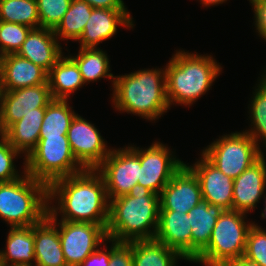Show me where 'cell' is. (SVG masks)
I'll return each instance as SVG.
<instances>
[{
  "instance_id": "4",
  "label": "cell",
  "mask_w": 266,
  "mask_h": 266,
  "mask_svg": "<svg viewBox=\"0 0 266 266\" xmlns=\"http://www.w3.org/2000/svg\"><path fill=\"white\" fill-rule=\"evenodd\" d=\"M221 69L211 55L177 51L165 67L169 106L171 107L172 103L192 105L211 89Z\"/></svg>"
},
{
  "instance_id": "13",
  "label": "cell",
  "mask_w": 266,
  "mask_h": 266,
  "mask_svg": "<svg viewBox=\"0 0 266 266\" xmlns=\"http://www.w3.org/2000/svg\"><path fill=\"white\" fill-rule=\"evenodd\" d=\"M67 137L73 155L85 169H96L111 151L94 124L78 114L70 123Z\"/></svg>"
},
{
  "instance_id": "40",
  "label": "cell",
  "mask_w": 266,
  "mask_h": 266,
  "mask_svg": "<svg viewBox=\"0 0 266 266\" xmlns=\"http://www.w3.org/2000/svg\"><path fill=\"white\" fill-rule=\"evenodd\" d=\"M227 266H261V265L245 258L244 256H241L239 259L231 261Z\"/></svg>"
},
{
  "instance_id": "5",
  "label": "cell",
  "mask_w": 266,
  "mask_h": 266,
  "mask_svg": "<svg viewBox=\"0 0 266 266\" xmlns=\"http://www.w3.org/2000/svg\"><path fill=\"white\" fill-rule=\"evenodd\" d=\"M23 169L19 179L0 183V218L10 227L36 225L48 213V186Z\"/></svg>"
},
{
  "instance_id": "37",
  "label": "cell",
  "mask_w": 266,
  "mask_h": 266,
  "mask_svg": "<svg viewBox=\"0 0 266 266\" xmlns=\"http://www.w3.org/2000/svg\"><path fill=\"white\" fill-rule=\"evenodd\" d=\"M253 6L255 14L256 32L261 38L266 34V0H249Z\"/></svg>"
},
{
  "instance_id": "3",
  "label": "cell",
  "mask_w": 266,
  "mask_h": 266,
  "mask_svg": "<svg viewBox=\"0 0 266 266\" xmlns=\"http://www.w3.org/2000/svg\"><path fill=\"white\" fill-rule=\"evenodd\" d=\"M112 90L114 107L122 112L153 121L170 109L165 68L142 69L115 76Z\"/></svg>"
},
{
  "instance_id": "7",
  "label": "cell",
  "mask_w": 266,
  "mask_h": 266,
  "mask_svg": "<svg viewBox=\"0 0 266 266\" xmlns=\"http://www.w3.org/2000/svg\"><path fill=\"white\" fill-rule=\"evenodd\" d=\"M23 164L26 173L47 186L85 170L73 155L67 136L40 137Z\"/></svg>"
},
{
  "instance_id": "25",
  "label": "cell",
  "mask_w": 266,
  "mask_h": 266,
  "mask_svg": "<svg viewBox=\"0 0 266 266\" xmlns=\"http://www.w3.org/2000/svg\"><path fill=\"white\" fill-rule=\"evenodd\" d=\"M47 81L52 98L62 100H68L70 94L84 85L76 62L63 55L48 72Z\"/></svg>"
},
{
  "instance_id": "35",
  "label": "cell",
  "mask_w": 266,
  "mask_h": 266,
  "mask_svg": "<svg viewBox=\"0 0 266 266\" xmlns=\"http://www.w3.org/2000/svg\"><path fill=\"white\" fill-rule=\"evenodd\" d=\"M19 154L3 136H0V183L12 182L23 176L16 171L13 162Z\"/></svg>"
},
{
  "instance_id": "29",
  "label": "cell",
  "mask_w": 266,
  "mask_h": 266,
  "mask_svg": "<svg viewBox=\"0 0 266 266\" xmlns=\"http://www.w3.org/2000/svg\"><path fill=\"white\" fill-rule=\"evenodd\" d=\"M93 7L82 0H72L69 9L64 14L62 21L54 30L57 39L78 41L84 31L87 21L91 16Z\"/></svg>"
},
{
  "instance_id": "14",
  "label": "cell",
  "mask_w": 266,
  "mask_h": 266,
  "mask_svg": "<svg viewBox=\"0 0 266 266\" xmlns=\"http://www.w3.org/2000/svg\"><path fill=\"white\" fill-rule=\"evenodd\" d=\"M160 210L188 213L203 201L199 180L184 165L173 175L160 193Z\"/></svg>"
},
{
  "instance_id": "39",
  "label": "cell",
  "mask_w": 266,
  "mask_h": 266,
  "mask_svg": "<svg viewBox=\"0 0 266 266\" xmlns=\"http://www.w3.org/2000/svg\"><path fill=\"white\" fill-rule=\"evenodd\" d=\"M93 8L127 9L123 0H82Z\"/></svg>"
},
{
  "instance_id": "21",
  "label": "cell",
  "mask_w": 266,
  "mask_h": 266,
  "mask_svg": "<svg viewBox=\"0 0 266 266\" xmlns=\"http://www.w3.org/2000/svg\"><path fill=\"white\" fill-rule=\"evenodd\" d=\"M35 266H67L59 231L47 217L34 225Z\"/></svg>"
},
{
  "instance_id": "2",
  "label": "cell",
  "mask_w": 266,
  "mask_h": 266,
  "mask_svg": "<svg viewBox=\"0 0 266 266\" xmlns=\"http://www.w3.org/2000/svg\"><path fill=\"white\" fill-rule=\"evenodd\" d=\"M159 214L160 196L137 183L127 195L110 200L107 237L120 242L153 240Z\"/></svg>"
},
{
  "instance_id": "17",
  "label": "cell",
  "mask_w": 266,
  "mask_h": 266,
  "mask_svg": "<svg viewBox=\"0 0 266 266\" xmlns=\"http://www.w3.org/2000/svg\"><path fill=\"white\" fill-rule=\"evenodd\" d=\"M48 73L17 53L0 57V91H12L47 82Z\"/></svg>"
},
{
  "instance_id": "36",
  "label": "cell",
  "mask_w": 266,
  "mask_h": 266,
  "mask_svg": "<svg viewBox=\"0 0 266 266\" xmlns=\"http://www.w3.org/2000/svg\"><path fill=\"white\" fill-rule=\"evenodd\" d=\"M112 241L108 266H133L132 242Z\"/></svg>"
},
{
  "instance_id": "30",
  "label": "cell",
  "mask_w": 266,
  "mask_h": 266,
  "mask_svg": "<svg viewBox=\"0 0 266 266\" xmlns=\"http://www.w3.org/2000/svg\"><path fill=\"white\" fill-rule=\"evenodd\" d=\"M259 80V84L253 93V99L249 104V114L251 117V129L245 130L251 138L254 139L258 148L260 149V141L263 140V143L266 148V70H264ZM253 124V125H252ZM259 143V144H258Z\"/></svg>"
},
{
  "instance_id": "15",
  "label": "cell",
  "mask_w": 266,
  "mask_h": 266,
  "mask_svg": "<svg viewBox=\"0 0 266 266\" xmlns=\"http://www.w3.org/2000/svg\"><path fill=\"white\" fill-rule=\"evenodd\" d=\"M186 165L199 180L203 201L232 210L234 179L218 170L202 154L195 164Z\"/></svg>"
},
{
  "instance_id": "20",
  "label": "cell",
  "mask_w": 266,
  "mask_h": 266,
  "mask_svg": "<svg viewBox=\"0 0 266 266\" xmlns=\"http://www.w3.org/2000/svg\"><path fill=\"white\" fill-rule=\"evenodd\" d=\"M54 30L32 28L17 54L43 68L47 73L63 55Z\"/></svg>"
},
{
  "instance_id": "27",
  "label": "cell",
  "mask_w": 266,
  "mask_h": 266,
  "mask_svg": "<svg viewBox=\"0 0 266 266\" xmlns=\"http://www.w3.org/2000/svg\"><path fill=\"white\" fill-rule=\"evenodd\" d=\"M70 57L79 67L84 84L109 78L114 84L115 76L110 73V62L107 54L100 48H79L77 56Z\"/></svg>"
},
{
  "instance_id": "9",
  "label": "cell",
  "mask_w": 266,
  "mask_h": 266,
  "mask_svg": "<svg viewBox=\"0 0 266 266\" xmlns=\"http://www.w3.org/2000/svg\"><path fill=\"white\" fill-rule=\"evenodd\" d=\"M141 169V149L126 146L111 149L109 155L96 168L105 182L109 201L127 195L138 183Z\"/></svg>"
},
{
  "instance_id": "26",
  "label": "cell",
  "mask_w": 266,
  "mask_h": 266,
  "mask_svg": "<svg viewBox=\"0 0 266 266\" xmlns=\"http://www.w3.org/2000/svg\"><path fill=\"white\" fill-rule=\"evenodd\" d=\"M133 266H176L178 252L153 240L132 242Z\"/></svg>"
},
{
  "instance_id": "24",
  "label": "cell",
  "mask_w": 266,
  "mask_h": 266,
  "mask_svg": "<svg viewBox=\"0 0 266 266\" xmlns=\"http://www.w3.org/2000/svg\"><path fill=\"white\" fill-rule=\"evenodd\" d=\"M0 261L3 266H33L35 264L34 225L10 227L6 239V248L0 251Z\"/></svg>"
},
{
  "instance_id": "6",
  "label": "cell",
  "mask_w": 266,
  "mask_h": 266,
  "mask_svg": "<svg viewBox=\"0 0 266 266\" xmlns=\"http://www.w3.org/2000/svg\"><path fill=\"white\" fill-rule=\"evenodd\" d=\"M245 214L235 210H224L218 218L208 246L193 263L204 266H227L231 261L244 256L247 234L252 222H245Z\"/></svg>"
},
{
  "instance_id": "38",
  "label": "cell",
  "mask_w": 266,
  "mask_h": 266,
  "mask_svg": "<svg viewBox=\"0 0 266 266\" xmlns=\"http://www.w3.org/2000/svg\"><path fill=\"white\" fill-rule=\"evenodd\" d=\"M98 247L93 253H91L80 265L78 266H108L111 256V247L103 250Z\"/></svg>"
},
{
  "instance_id": "8",
  "label": "cell",
  "mask_w": 266,
  "mask_h": 266,
  "mask_svg": "<svg viewBox=\"0 0 266 266\" xmlns=\"http://www.w3.org/2000/svg\"><path fill=\"white\" fill-rule=\"evenodd\" d=\"M263 152L246 132L223 135L202 150V155L218 170L237 178L262 156Z\"/></svg>"
},
{
  "instance_id": "18",
  "label": "cell",
  "mask_w": 266,
  "mask_h": 266,
  "mask_svg": "<svg viewBox=\"0 0 266 266\" xmlns=\"http://www.w3.org/2000/svg\"><path fill=\"white\" fill-rule=\"evenodd\" d=\"M264 155L233 181L232 210L248 213L263 197L266 189V162ZM263 195V196H262Z\"/></svg>"
},
{
  "instance_id": "23",
  "label": "cell",
  "mask_w": 266,
  "mask_h": 266,
  "mask_svg": "<svg viewBox=\"0 0 266 266\" xmlns=\"http://www.w3.org/2000/svg\"><path fill=\"white\" fill-rule=\"evenodd\" d=\"M44 114L45 108H37V112L26 114L2 134L19 153L25 155L24 159L38 144Z\"/></svg>"
},
{
  "instance_id": "28",
  "label": "cell",
  "mask_w": 266,
  "mask_h": 266,
  "mask_svg": "<svg viewBox=\"0 0 266 266\" xmlns=\"http://www.w3.org/2000/svg\"><path fill=\"white\" fill-rule=\"evenodd\" d=\"M67 100L53 99L45 108L40 137L67 136L75 111Z\"/></svg>"
},
{
  "instance_id": "12",
  "label": "cell",
  "mask_w": 266,
  "mask_h": 266,
  "mask_svg": "<svg viewBox=\"0 0 266 266\" xmlns=\"http://www.w3.org/2000/svg\"><path fill=\"white\" fill-rule=\"evenodd\" d=\"M172 153L167 146L157 141L147 149L141 148L138 184L160 195L173 175L184 165Z\"/></svg>"
},
{
  "instance_id": "43",
  "label": "cell",
  "mask_w": 266,
  "mask_h": 266,
  "mask_svg": "<svg viewBox=\"0 0 266 266\" xmlns=\"http://www.w3.org/2000/svg\"><path fill=\"white\" fill-rule=\"evenodd\" d=\"M16 266H31V265H16ZM33 266H35V265H33Z\"/></svg>"
},
{
  "instance_id": "22",
  "label": "cell",
  "mask_w": 266,
  "mask_h": 266,
  "mask_svg": "<svg viewBox=\"0 0 266 266\" xmlns=\"http://www.w3.org/2000/svg\"><path fill=\"white\" fill-rule=\"evenodd\" d=\"M224 212L218 205L202 201L188 212L191 225V261L208 246L212 230Z\"/></svg>"
},
{
  "instance_id": "42",
  "label": "cell",
  "mask_w": 266,
  "mask_h": 266,
  "mask_svg": "<svg viewBox=\"0 0 266 266\" xmlns=\"http://www.w3.org/2000/svg\"><path fill=\"white\" fill-rule=\"evenodd\" d=\"M265 199H264V202H265V207H264V210H263V212L261 213V218H263V219H265L266 218V196L264 197Z\"/></svg>"
},
{
  "instance_id": "16",
  "label": "cell",
  "mask_w": 266,
  "mask_h": 266,
  "mask_svg": "<svg viewBox=\"0 0 266 266\" xmlns=\"http://www.w3.org/2000/svg\"><path fill=\"white\" fill-rule=\"evenodd\" d=\"M133 28V20L127 9L93 8L84 31L78 40L80 48H96L99 43L117 33V26Z\"/></svg>"
},
{
  "instance_id": "33",
  "label": "cell",
  "mask_w": 266,
  "mask_h": 266,
  "mask_svg": "<svg viewBox=\"0 0 266 266\" xmlns=\"http://www.w3.org/2000/svg\"><path fill=\"white\" fill-rule=\"evenodd\" d=\"M40 27L55 30L72 0H36Z\"/></svg>"
},
{
  "instance_id": "34",
  "label": "cell",
  "mask_w": 266,
  "mask_h": 266,
  "mask_svg": "<svg viewBox=\"0 0 266 266\" xmlns=\"http://www.w3.org/2000/svg\"><path fill=\"white\" fill-rule=\"evenodd\" d=\"M244 257L261 266H266V230L255 222L247 234Z\"/></svg>"
},
{
  "instance_id": "31",
  "label": "cell",
  "mask_w": 266,
  "mask_h": 266,
  "mask_svg": "<svg viewBox=\"0 0 266 266\" xmlns=\"http://www.w3.org/2000/svg\"><path fill=\"white\" fill-rule=\"evenodd\" d=\"M0 21L39 28V14L36 0L0 1Z\"/></svg>"
},
{
  "instance_id": "19",
  "label": "cell",
  "mask_w": 266,
  "mask_h": 266,
  "mask_svg": "<svg viewBox=\"0 0 266 266\" xmlns=\"http://www.w3.org/2000/svg\"><path fill=\"white\" fill-rule=\"evenodd\" d=\"M155 240L191 262V225L188 213L160 210Z\"/></svg>"
},
{
  "instance_id": "11",
  "label": "cell",
  "mask_w": 266,
  "mask_h": 266,
  "mask_svg": "<svg viewBox=\"0 0 266 266\" xmlns=\"http://www.w3.org/2000/svg\"><path fill=\"white\" fill-rule=\"evenodd\" d=\"M53 100L48 81L12 91H0V131L3 134L12 124L37 108H46Z\"/></svg>"
},
{
  "instance_id": "1",
  "label": "cell",
  "mask_w": 266,
  "mask_h": 266,
  "mask_svg": "<svg viewBox=\"0 0 266 266\" xmlns=\"http://www.w3.org/2000/svg\"><path fill=\"white\" fill-rule=\"evenodd\" d=\"M55 199L59 207L50 206ZM48 201L46 217H57L60 213L64 221L94 223L107 228L110 201L103 177L96 169H85L52 182L48 186Z\"/></svg>"
},
{
  "instance_id": "10",
  "label": "cell",
  "mask_w": 266,
  "mask_h": 266,
  "mask_svg": "<svg viewBox=\"0 0 266 266\" xmlns=\"http://www.w3.org/2000/svg\"><path fill=\"white\" fill-rule=\"evenodd\" d=\"M47 218L59 227V238L67 266L80 265L104 241L109 240L102 225L64 220L57 222V217Z\"/></svg>"
},
{
  "instance_id": "41",
  "label": "cell",
  "mask_w": 266,
  "mask_h": 266,
  "mask_svg": "<svg viewBox=\"0 0 266 266\" xmlns=\"http://www.w3.org/2000/svg\"><path fill=\"white\" fill-rule=\"evenodd\" d=\"M201 4L204 5L205 7H209L212 5H219L220 3L222 4L223 2L227 1V0H200Z\"/></svg>"
},
{
  "instance_id": "32",
  "label": "cell",
  "mask_w": 266,
  "mask_h": 266,
  "mask_svg": "<svg viewBox=\"0 0 266 266\" xmlns=\"http://www.w3.org/2000/svg\"><path fill=\"white\" fill-rule=\"evenodd\" d=\"M31 29L22 24L0 21V57L17 53Z\"/></svg>"
}]
</instances>
